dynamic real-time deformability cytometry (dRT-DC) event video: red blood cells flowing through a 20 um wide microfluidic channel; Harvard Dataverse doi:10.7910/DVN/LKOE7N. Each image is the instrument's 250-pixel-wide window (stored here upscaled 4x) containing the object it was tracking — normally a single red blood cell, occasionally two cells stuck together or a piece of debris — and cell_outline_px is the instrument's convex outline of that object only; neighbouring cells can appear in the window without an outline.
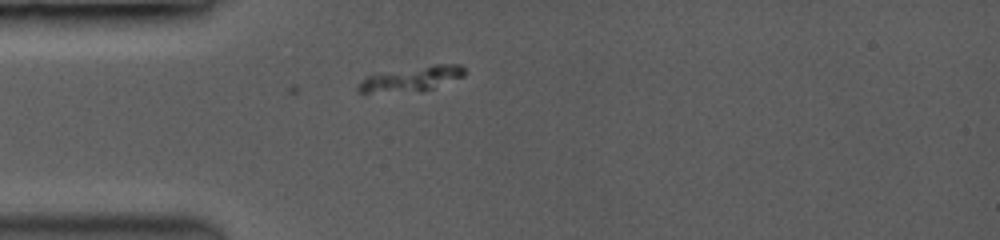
{"species": "common noctule bat (a hibernating species)", "species_latin": "Nyctalus noctula", "temperature_condition": "room temperature", "stored_images_in_passage": 40, "camera_frame_rate_fps": 3500, "um_per_image_px": 0.085, "animal": {"sex": "female", "body_mass_g": 19.0, "forearm_length_mm": 53.3}, "frame": {"image": 1, "passage_image": 1, "time_ms": 0.0, "image_size_px": [1000, 240], "cell_outline_px": [[464, 76], [432, 88], [368, 92], [360, 92], [356, 88], [368, 76], [436, 64], [460, 64], [464, 68]], "centroid_in_image_um": [35.08, 6.66], "position_along_channel_um": 49.9, "area_um2": 13.99}}
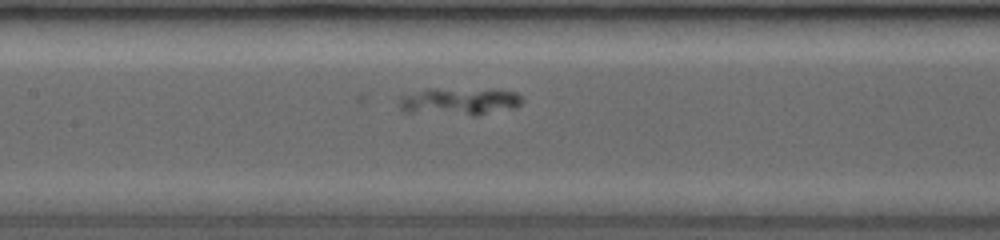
{"frame": {"image": 2, "passage_image": 11, "time_ms": 3.143, "image_size_px": [1000, 240], "cell_outline_px": [[524, 100], [520, 104], [476, 116], [404, 108], [400, 100], [428, 88], [492, 88], [516, 92]], "centroid_in_image_um": [39.3, 8.54], "position_along_channel_um": 168.1, "area_um2": 18.32}}
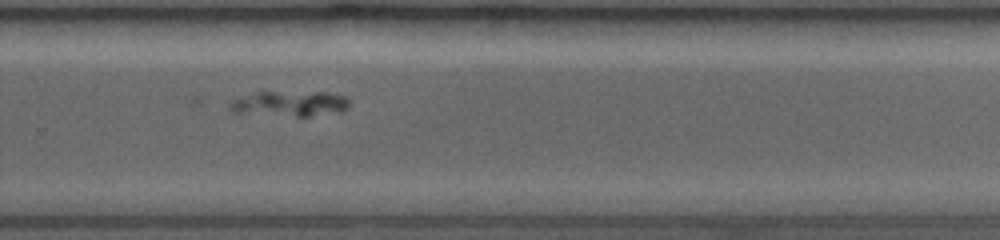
{"frame": {"image": 3, "passage_image": 34, "time_ms": 6.571, "image_size_px": [1000, 240], "cell_outline_px": [[348, 108], [340, 112], [308, 116], [296, 116], [236, 112], [232, 108], [232, 104], [236, 100], [256, 92], [324, 92], [344, 96], [348, 100]], "centroid_in_image_um": [24.76, 8.81], "position_along_channel_um": 305.0, "area_um2": 16.94}}